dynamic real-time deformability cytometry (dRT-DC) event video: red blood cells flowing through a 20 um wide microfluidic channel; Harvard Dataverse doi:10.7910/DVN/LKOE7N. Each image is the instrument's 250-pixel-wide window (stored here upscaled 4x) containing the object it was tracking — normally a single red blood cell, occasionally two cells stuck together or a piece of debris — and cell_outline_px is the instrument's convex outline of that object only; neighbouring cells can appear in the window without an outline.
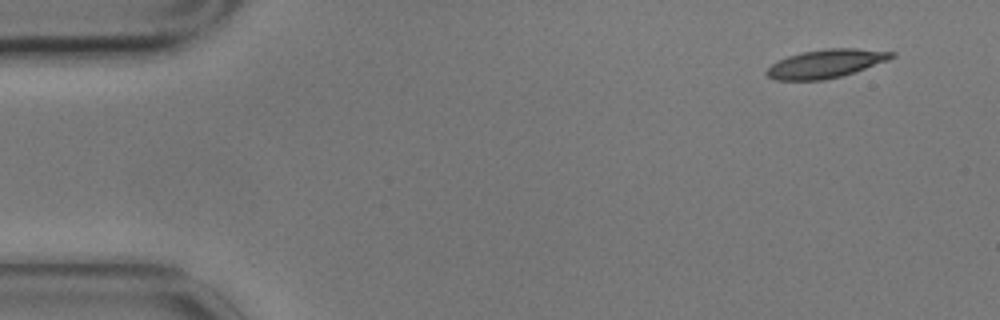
{"species": "common noctule bat (a hibernating species)", "species_latin": "Nyctalus noctula", "temperature_condition": "cold", "stored_images_in_passage": 11, "camera_frame_rate_fps": 3000, "um_per_image_px": 0.085, "animal": {"sex": "male", "body_mass_g": 17.9}, "frame": {"image": 1, "passage_image": 1, "time_ms": 0.0, "image_size_px": [1000, 320], "cell_outline_px": [[896, 56], [888, 60], [840, 76], [824, 80], [776, 80], [768, 76], [764, 72], [772, 64], [788, 56], [804, 52], [828, 48], [856, 48], [896, 52]], "centroid_in_image_um": [70.2, 5.4], "position_along_channel_um": 14.8, "area_um2": 20.4}}
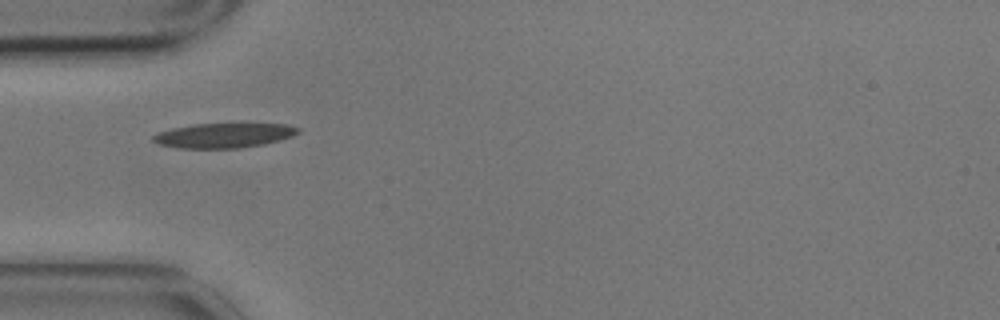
{"frame": {"image": 2, "passage_image": 4, "time_ms": 1.0, "image_size_px": [1000, 320], "cell_outline_px": [[300, 132], [292, 136], [280, 140], [264, 144], [240, 148], [180, 148], [160, 144], [152, 140], [152, 136], [156, 132], [172, 128], [192, 124], [240, 120], [244, 120], [288, 124], [300, 128]], "centroid_in_image_um": [19.12, 11.44], "position_along_channel_um": 65.9, "area_um2": 22.31}}
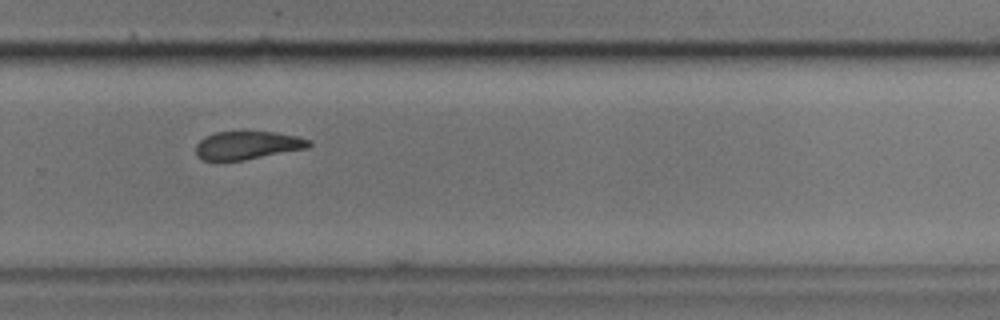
{"frame": {"image": 3, "passage_image": 10, "time_ms": 3.0, "image_size_px": [1000, 320], "cell_outline_px": [[312, 144], [308, 148], [244, 160], [216, 164], [200, 160], [196, 156], [196, 144], [204, 136], [216, 132], [272, 132], [296, 136], [308, 140]], "centroid_in_image_um": [20.91, 12.4], "position_along_channel_um": 308.9, "area_um2": 19.07}}